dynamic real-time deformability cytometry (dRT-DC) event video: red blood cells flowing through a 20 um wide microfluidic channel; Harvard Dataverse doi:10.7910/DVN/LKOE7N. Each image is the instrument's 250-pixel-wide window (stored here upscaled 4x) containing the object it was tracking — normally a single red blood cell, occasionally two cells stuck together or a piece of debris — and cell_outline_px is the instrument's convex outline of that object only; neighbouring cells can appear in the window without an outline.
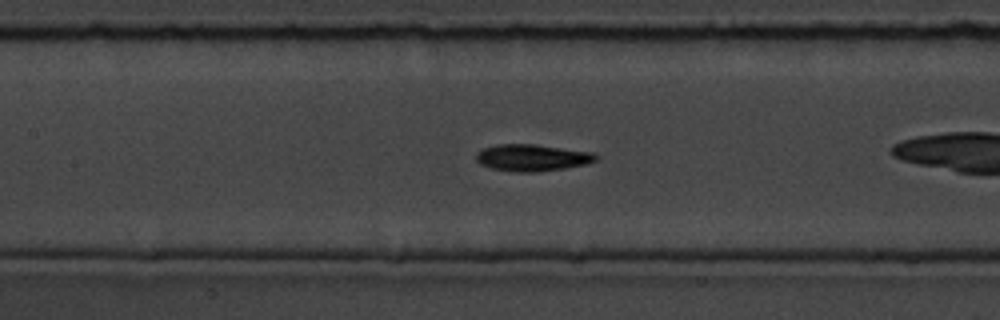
{"species": "common noctule bat (a hibernating species)", "species_latin": "Nyctalus noctula", "temperature_condition": "room temperature", "stored_images_in_passage": 45, "camera_frame_rate_fps": 3000, "um_per_image_px": 0.085, "animal": {"sex": "male", "body_mass_g": 19.5, "forearm_length_mm": 54.6}, "frame": {"image": 1, "passage_image": 14, "time_ms": 4.333, "image_size_px": [1000, 320], "cell_outline_px": [[600, 156], [596, 160], [584, 164], [564, 168], [536, 172], [516, 172], [492, 168], [480, 164], [476, 160], [476, 152], [480, 148], [496, 144], [532, 144], [592, 152]], "centroid_in_image_um": [45.18, 13.39], "position_along_channel_um": 162.2, "area_um2": 18.67}, "authors_computed_cell_mechanics": {"area_um2": 17.9758, "velocity_mm_per_s": 3.6264, "shape_relaxation_time_tau1_ms": 3.3666, "shape_relaxation_time_tau2_ms": 2.9691, "deformation_change_tau1": 0.1826, "deformation_change_tau2": 0.0833}}